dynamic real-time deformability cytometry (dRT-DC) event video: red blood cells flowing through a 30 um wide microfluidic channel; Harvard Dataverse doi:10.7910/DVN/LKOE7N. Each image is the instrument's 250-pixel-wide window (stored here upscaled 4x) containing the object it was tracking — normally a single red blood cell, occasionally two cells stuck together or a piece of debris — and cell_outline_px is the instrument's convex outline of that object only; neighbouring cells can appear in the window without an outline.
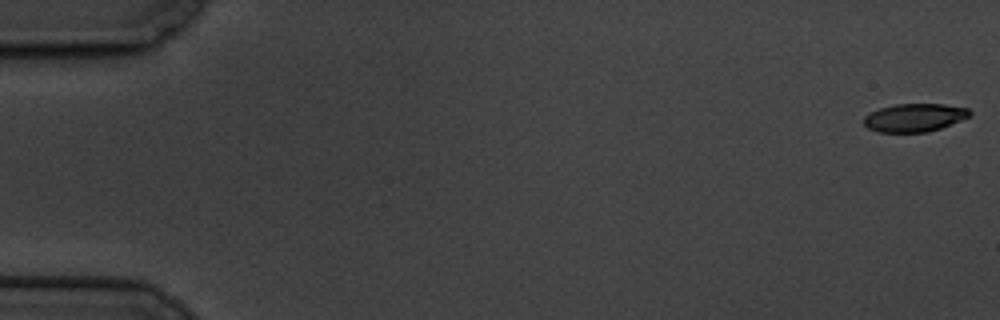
{"species": "common noctule bat (a hibernating species)", "species_latin": "Nyctalus noctula", "temperature_condition": "cold", "stored_images_in_passage": 6, "camera_frame_rate_fps": 3000, "um_per_image_px": 0.085, "animal": {"sex": "male", "body_mass_g": 19.5, "forearm_length_mm": 54.6}, "frame": {"image": 1, "passage_image": 1, "time_ms": 0.0, "image_size_px": [1000, 320], "cell_outline_px": [[972, 116], [940, 128], [928, 132], [876, 132], [868, 128], [864, 124], [864, 116], [880, 108], [896, 104], [944, 104], [968, 108], [972, 112]], "centroid_in_image_um": [77.76, 10.0], "position_along_channel_um": 7.2, "area_um2": 17.4}}
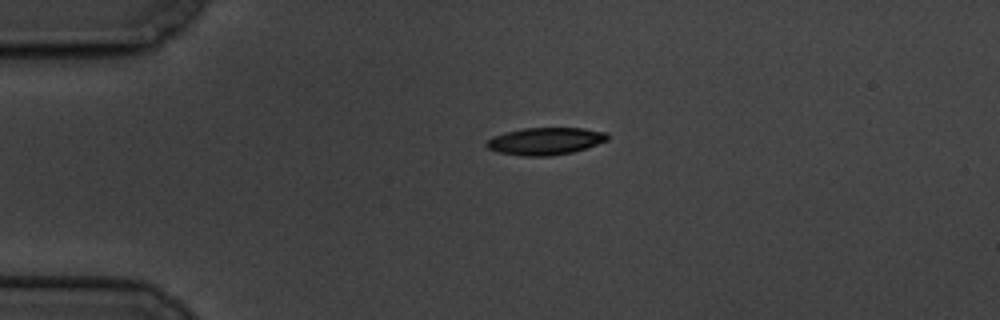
{"frame": {"image": 2, "passage_image": 5, "time_ms": 4.333, "image_size_px": [1000, 320], "cell_outline_px": [[608, 140], [572, 152], [548, 156], [520, 156], [496, 152], [488, 148], [484, 144], [492, 136], [504, 132], [524, 128], [584, 128], [608, 132]], "centroid_in_image_um": [46.31, 11.99], "position_along_channel_um": 38.7, "area_um2": 19.31}}